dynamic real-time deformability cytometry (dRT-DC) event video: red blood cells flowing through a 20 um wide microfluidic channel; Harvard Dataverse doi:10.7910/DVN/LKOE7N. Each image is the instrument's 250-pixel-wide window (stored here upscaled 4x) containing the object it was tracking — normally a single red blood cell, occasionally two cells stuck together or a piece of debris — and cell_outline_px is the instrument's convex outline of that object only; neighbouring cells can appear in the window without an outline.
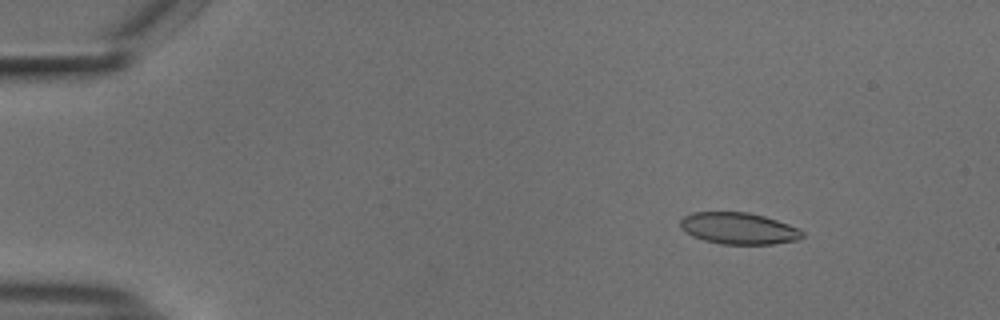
{"species": "common noctule bat (a hibernating species)", "species_latin": "Nyctalus noctula", "temperature_condition": "cold", "stored_images_in_passage": 48, "camera_frame_rate_fps": 3000, "um_per_image_px": 0.085, "animal": {"sex": "male", "body_mass_g": 18.8}, "frame": {"image": 1, "passage_image": 1, "time_ms": 0.0, "image_size_px": [1000, 320], "cell_outline_px": [[804, 236], [800, 240], [772, 244], [720, 244], [704, 240], [692, 236], [680, 228], [680, 220], [684, 216], [692, 212], [748, 212], [764, 216], [800, 228], [804, 232]], "centroid_in_image_um": [62.8, 19.42], "position_along_channel_um": 22.2, "area_um2": 22.66}}
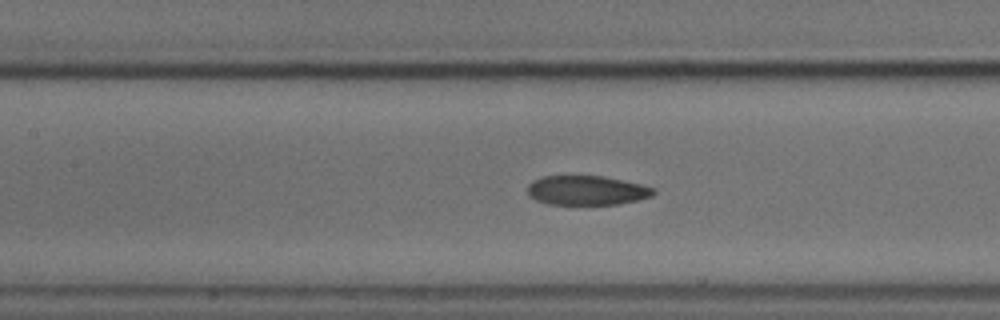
{"frame": {"image": 2, "passage_image": 19, "time_ms": 6.0, "image_size_px": [1000, 320], "cell_outline_px": [[656, 192], [652, 196], [620, 204], [548, 204], [536, 200], [528, 196], [528, 184], [532, 180], [544, 176], [604, 176], [640, 184], [656, 188]], "centroid_in_image_um": [49.86, 16.18], "position_along_channel_um": 157.5, "area_um2": 21.62}}
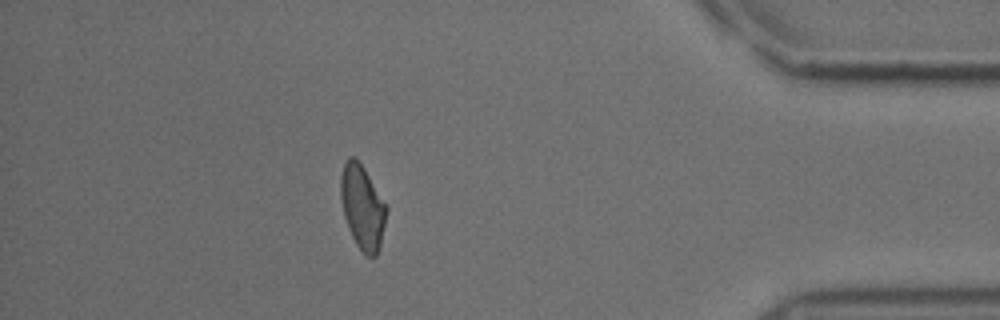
{"frame": {"image": 3, "passage_image": 42, "time_ms": 13.667, "image_size_px": [1000, 320], "cell_outline_px": [[388, 208], [380, 244], [376, 256], [364, 256], [356, 244], [348, 228], [344, 216], [340, 196], [340, 176], [344, 164], [348, 156], [352, 156], [364, 168]], "centroid_in_image_um": [30.79, 17.62], "position_along_channel_um": 404.4, "area_um2": 22.25}, "authors_computed_cell_mechanics": {"area_um2": 22.7443, "velocity_mm_per_s": 3.7242, "shape_relaxation_time_tau1_ms": 4.8483, "shape_relaxation_time_tau2_ms": 3.2213, "deformation_change_tau1": 0.1395, "deformation_change_tau2": 0.0803}}